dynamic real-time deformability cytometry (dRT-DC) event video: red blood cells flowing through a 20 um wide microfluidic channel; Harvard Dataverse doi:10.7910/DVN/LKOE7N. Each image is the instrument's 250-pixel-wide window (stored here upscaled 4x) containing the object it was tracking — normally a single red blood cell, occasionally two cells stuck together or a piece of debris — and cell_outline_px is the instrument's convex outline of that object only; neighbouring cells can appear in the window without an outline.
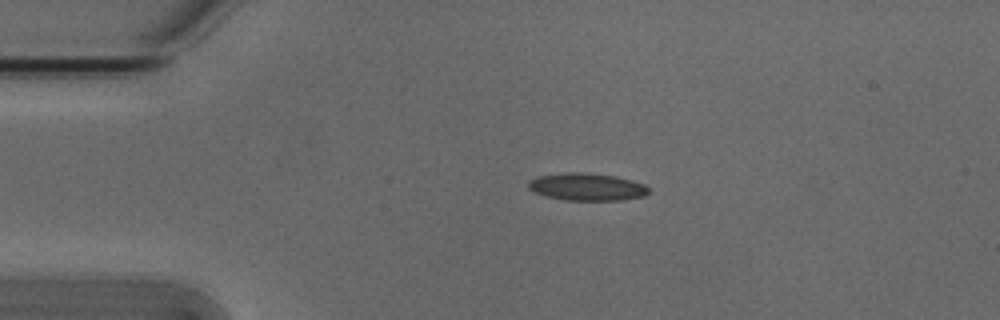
{"species": "Egyptian fruit bat (a non-hibernating species)", "species_latin": "Rousettus aegyptiacus", "temperature_condition": "cold", "stored_images_in_passage": 3, "camera_frame_rate_fps": 3000, "um_per_image_px": 0.085, "animal": {"sex": "male"}, "frame": {"image": 1, "passage_image": 2, "time_ms": 0.333, "image_size_px": [1000, 320], "cell_outline_px": [[648, 192], [644, 196], [620, 200], [564, 200], [548, 196], [536, 192], [528, 188], [528, 180], [540, 176], [568, 172], [580, 172], [616, 176], [632, 180], [644, 184], [648, 188]], "centroid_in_image_um": [49.9, 15.88], "position_along_channel_um": 35.1, "area_um2": 19.02}}